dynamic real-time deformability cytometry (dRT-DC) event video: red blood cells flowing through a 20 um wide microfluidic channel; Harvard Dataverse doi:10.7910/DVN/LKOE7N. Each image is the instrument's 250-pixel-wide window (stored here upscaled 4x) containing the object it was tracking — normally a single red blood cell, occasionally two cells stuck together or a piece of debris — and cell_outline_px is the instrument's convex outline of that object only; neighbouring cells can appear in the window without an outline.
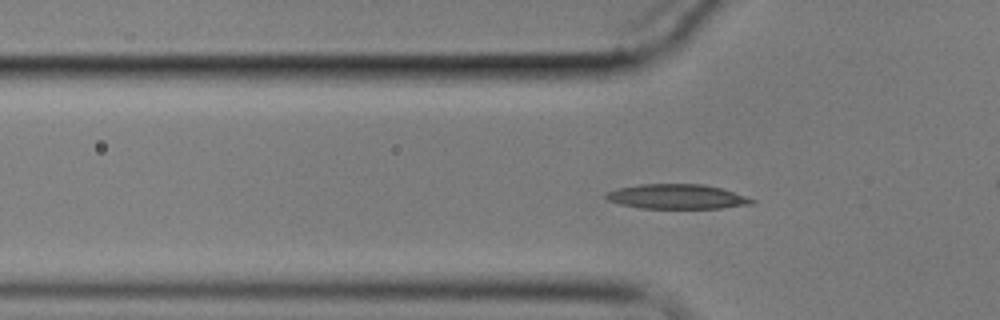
{"species": "common noctule bat (a hibernating species)", "species_latin": "Nyctalus noctula", "temperature_condition": "cold", "stored_images_in_passage": 61, "camera_frame_rate_fps": 3000, "um_per_image_px": 0.085, "animal": {"sex": "male", "body_mass_g": 17.9}, "frame": {"image": 1, "passage_image": 19, "time_ms": 6.0, "image_size_px": [1000, 320], "cell_outline_px": [[756, 200], [752, 204], [720, 208], [640, 208], [620, 204], [608, 200], [604, 196], [608, 192], [616, 188], [640, 184], [704, 184], [720, 188]], "centroid_in_image_um": [57.5, 16.71], "position_along_channel_um": 68.3, "area_um2": 20.81}}
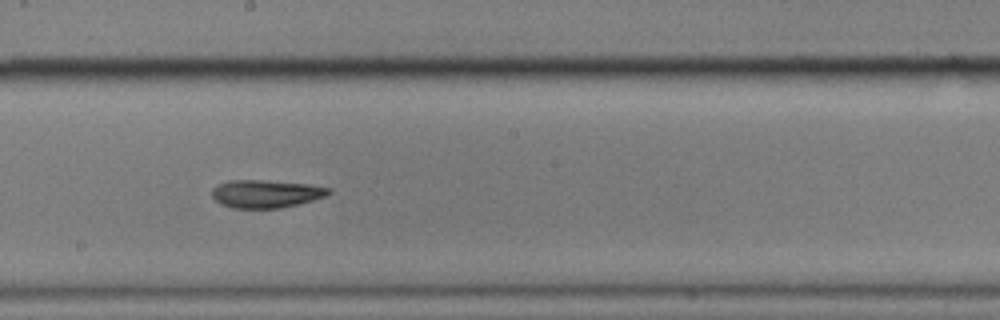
{"frame": {"image": 2, "passage_image": 33, "time_ms": 10.667, "image_size_px": [1000, 320], "cell_outline_px": [[332, 192], [324, 196], [312, 200], [280, 208], [232, 208], [220, 204], [212, 196], [212, 188], [216, 184], [228, 180], [260, 180], [308, 184], [332, 188]], "centroid_in_image_um": [22.56, 16.46], "position_along_channel_um": 225.6, "area_um2": 18.96}}
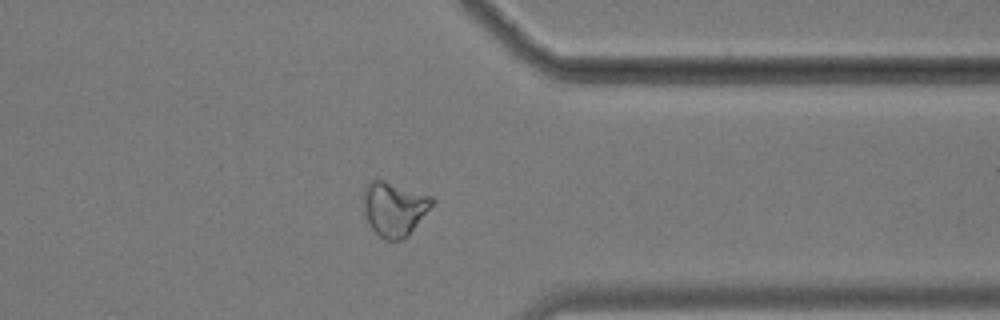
{"frame": {"image": 3, "passage_image": 47, "time_ms": 15.333, "image_size_px": [1000, 320], "cell_outline_px": [[436, 200], [408, 236], [400, 240], [384, 240], [372, 228], [364, 216], [364, 188], [372, 176], [432, 196]], "centroid_in_image_um": [33.49, 17.71], "position_along_channel_um": 377.9, "area_um2": 21.85}, "authors_computed_cell_mechanics": {"area_um2": 19.7098, "velocity_mm_per_s": 3.3834, "shape_relaxation_time_tau1_ms": null, "shape_relaxation_time_tau2_ms": 3.4736, "deformation_change_tau1": null, "deformation_change_tau2": 0.1215}}